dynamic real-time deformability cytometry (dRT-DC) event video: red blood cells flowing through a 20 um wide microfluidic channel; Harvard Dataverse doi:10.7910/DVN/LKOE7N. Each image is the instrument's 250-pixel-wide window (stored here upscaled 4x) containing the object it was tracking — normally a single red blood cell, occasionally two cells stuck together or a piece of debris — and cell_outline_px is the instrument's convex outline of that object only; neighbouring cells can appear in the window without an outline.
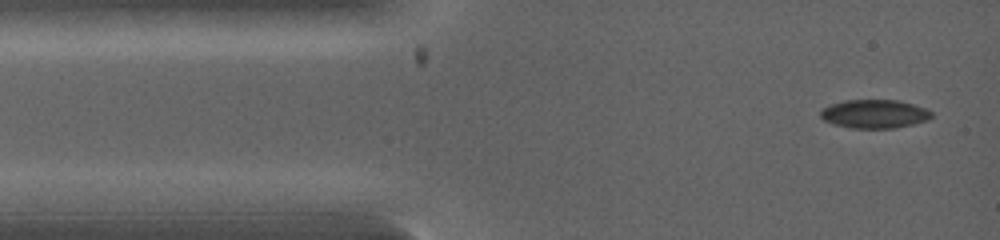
{"species": "common noctule bat (a hibernating species)", "species_latin": "Nyctalus noctula", "temperature_condition": "warm", "stored_images_in_passage": 29, "camera_frame_rate_fps": 5000, "um_per_image_px": 0.085, "animal": {"sex": "female", "body_mass_g": 19.0, "forearm_length_mm": 53.3}, "frame": {"image": 1, "passage_image": 1, "time_ms": 0.0, "image_size_px": [1000, 240], "cell_outline_px": [[932, 116], [928, 120], [896, 128], [848, 128], [832, 124], [824, 120], [820, 116], [820, 108], [844, 100], [896, 100], [912, 104], [924, 108], [932, 112]], "centroid_in_image_um": [74.28, 9.69], "position_along_channel_um": 10.7, "area_um2": 18.55}}
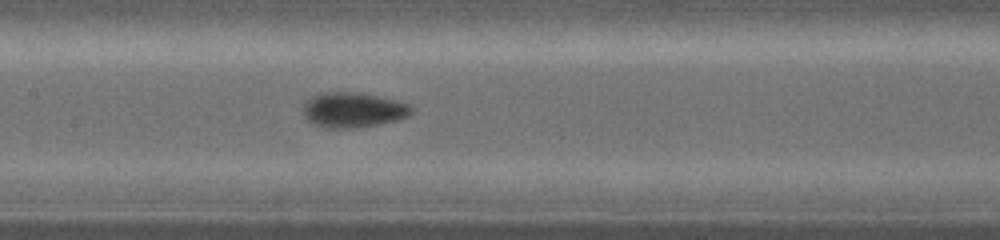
{"frame": {"image": 2, "passage_image": 16, "time_ms": 3.8, "image_size_px": [1000, 240], "cell_outline_px": [[416, 108], [408, 116], [400, 120], [376, 124], [348, 128], [328, 128], [316, 124], [308, 120], [304, 116], [304, 100], [312, 96], [324, 92], [356, 92], [396, 100], [408, 104]], "centroid_in_image_um": [30.03, 9.33], "position_along_channel_um": 177.4, "area_um2": 22.02}}
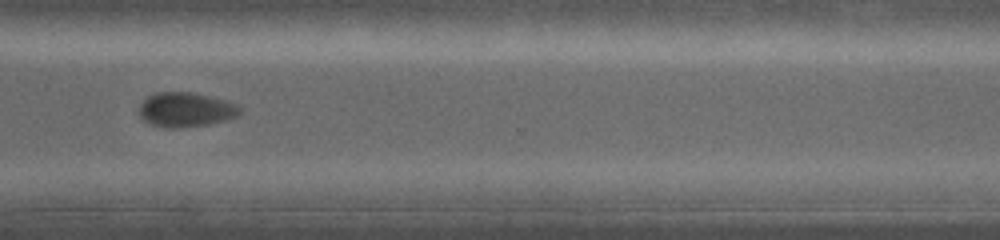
{"frame": {"image": 3, "passage_image": 28, "time_ms": 6.8, "image_size_px": [1000, 240], "cell_outline_px": [[244, 108], [236, 116], [224, 120], [208, 124], [172, 128], [152, 124], [144, 120], [140, 116], [140, 104], [148, 96], [156, 92], [192, 92], [228, 100]], "centroid_in_image_um": [15.82, 9.3], "position_along_channel_um": 354.8, "area_um2": 20.11}}